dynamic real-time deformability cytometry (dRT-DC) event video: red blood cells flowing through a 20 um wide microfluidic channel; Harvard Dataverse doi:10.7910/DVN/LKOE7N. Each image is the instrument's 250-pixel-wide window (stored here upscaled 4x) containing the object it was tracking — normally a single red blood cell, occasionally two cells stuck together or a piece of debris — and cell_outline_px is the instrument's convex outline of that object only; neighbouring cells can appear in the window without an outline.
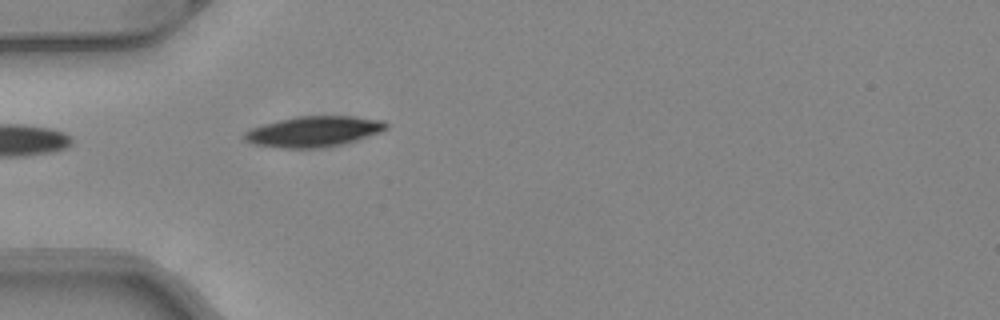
{"species": "common noctule bat (a hibernating species)", "species_latin": "Nyctalus noctula", "temperature_condition": "warm", "stored_images_in_passage": 5, "camera_frame_rate_fps": 3000, "um_per_image_px": 0.085, "animal": {"sex": "female", "body_mass_g": 24.6, "forearm_length_mm": 56.2}, "frame": {"image": 1, "passage_image": 1, "time_ms": 0.0, "image_size_px": [1000, 320], "cell_outline_px": [[388, 128], [380, 132], [356, 140], [324, 148], [280, 148], [252, 144], [244, 140], [240, 136], [244, 132], [252, 128], [264, 124], [280, 120], [300, 116], [352, 116], [384, 120], [388, 124]], "centroid_in_image_um": [26.64, 11.18], "position_along_channel_um": 58.4, "area_um2": 25.32}}